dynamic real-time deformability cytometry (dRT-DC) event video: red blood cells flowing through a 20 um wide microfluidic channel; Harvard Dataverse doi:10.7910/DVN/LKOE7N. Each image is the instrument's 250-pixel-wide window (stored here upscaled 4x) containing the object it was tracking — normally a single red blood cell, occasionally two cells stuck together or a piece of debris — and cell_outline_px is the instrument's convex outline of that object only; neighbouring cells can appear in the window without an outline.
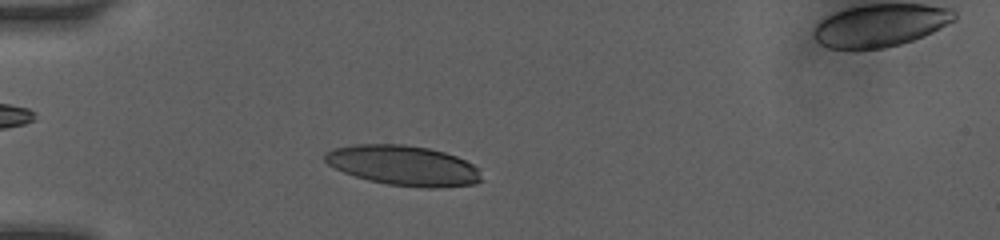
{"species": "human", "species_latin": "Homo sapiens", "temperature_condition": "room temperature", "stored_images_in_passage": 5, "camera_frame_rate_fps": 3000, "um_per_image_px": 0.085, "donor": {"sex": "female"}, "frame": {"image": 1, "passage_image": 2, "time_ms": 1.0, "image_size_px": [1000, 240], "cell_outline_px": [[484, 180], [476, 184], [436, 188], [424, 188], [388, 184], [368, 180], [344, 172], [328, 164], [324, 160], [324, 156], [332, 148], [356, 144], [404, 144], [428, 148], [444, 152], [456, 156], [472, 164], [476, 168]], "centroid_in_image_um": [34.3, 14.07], "position_along_channel_um": 50.7, "area_um2": 36.47}}
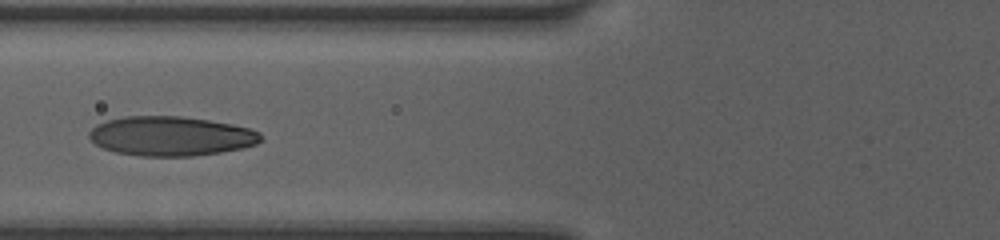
{"frame": {"image": 2, "passage_image": 4, "time_ms": 3.0, "image_size_px": [1000, 240], "cell_outline_px": [[264, 140], [256, 144], [240, 148], [220, 152], [192, 156], [140, 156], [116, 152], [104, 148], [96, 144], [88, 136], [88, 132], [96, 124], [108, 120], [124, 116], [180, 116], [208, 120], [232, 124], [248, 128], [260, 132], [264, 136]], "centroid_in_image_um": [14.53, 11.56], "position_along_channel_um": 111.3, "area_um2": 39.48}}
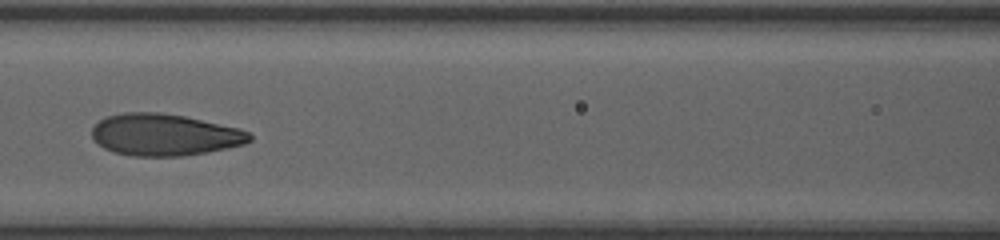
{"frame": {"image": 3, "passage_image": 5, "time_ms": 4.0, "image_size_px": [1000, 240], "cell_outline_px": [[252, 140], [244, 144], [184, 156], [132, 156], [112, 152], [104, 148], [92, 136], [92, 128], [100, 120], [108, 116], [124, 112], [160, 112], [184, 116], [240, 128], [248, 132], [252, 136]], "centroid_in_image_um": [13.98, 11.45], "position_along_channel_um": 152.6, "area_um2": 38.26}}